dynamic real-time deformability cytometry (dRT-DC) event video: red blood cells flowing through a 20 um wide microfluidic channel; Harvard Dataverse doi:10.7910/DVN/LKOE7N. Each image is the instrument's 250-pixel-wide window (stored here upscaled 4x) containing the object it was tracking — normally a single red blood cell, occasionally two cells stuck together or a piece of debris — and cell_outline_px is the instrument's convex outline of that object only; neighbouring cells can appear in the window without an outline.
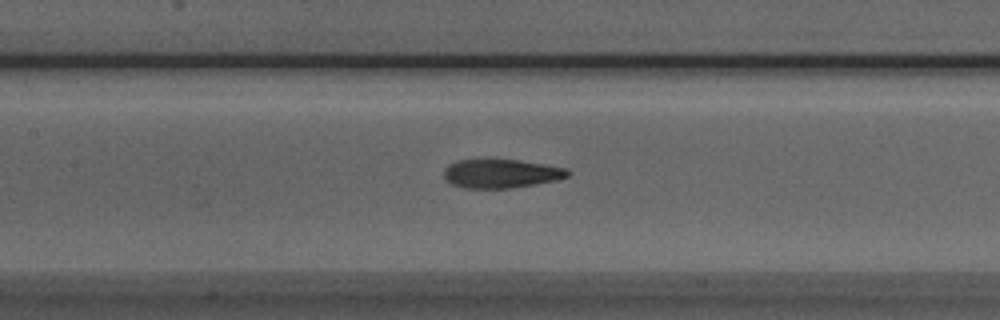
{"species": "Egyptian fruit bat (a non-hibernating species)", "species_latin": "Rousettus aegyptiacus", "temperature_condition": "room temperature", "stored_images_in_passage": 13, "camera_frame_rate_fps": 3000, "um_per_image_px": 0.085, "animal": {"sex": "male"}, "frame": {"image": 1, "passage_image": 11, "time_ms": 3.333, "image_size_px": [1000, 320], "cell_outline_px": [[572, 172], [568, 176], [556, 180], [536, 184], [512, 188], [464, 188], [448, 184], [444, 180], [444, 168], [448, 164], [456, 160], [516, 160], [568, 168]], "centroid_in_image_um": [42.55, 14.76], "position_along_channel_um": 164.8, "area_um2": 20.92}}